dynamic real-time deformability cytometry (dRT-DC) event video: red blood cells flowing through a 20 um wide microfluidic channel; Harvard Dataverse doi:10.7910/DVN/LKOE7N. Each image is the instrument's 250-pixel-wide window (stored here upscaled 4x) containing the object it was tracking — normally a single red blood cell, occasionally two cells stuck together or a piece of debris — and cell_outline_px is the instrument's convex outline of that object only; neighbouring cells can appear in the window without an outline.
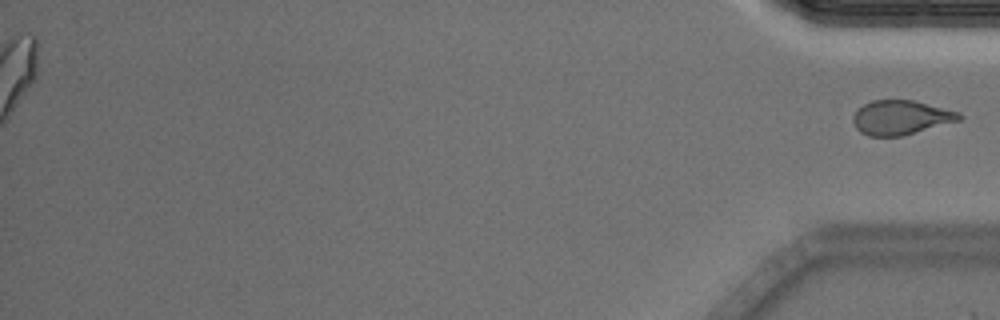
{"species": "Egyptian fruit bat (a non-hibernating species)", "species_latin": "Rousettus aegyptiacus", "temperature_condition": "cold", "stored_images_in_passage": 41, "segment_of_instrument_passage": [2, 2], "camera_frame_rate_fps": 3000, "um_per_image_px": 0.085, "animal": {"sex": "male"}, "frame": {"image": 1, "passage_image": 41, "time_ms": 13.333, "image_size_px": [1000, 320], "cell_outline_px": [[964, 116], [960, 120], [900, 136], [868, 136], [860, 132], [856, 128], [852, 120], [852, 116], [864, 104], [872, 100], [912, 100], [960, 112]], "centroid_in_image_um": [76.56, 9.99], "position_along_channel_um": 358.6, "area_um2": 21.04}}